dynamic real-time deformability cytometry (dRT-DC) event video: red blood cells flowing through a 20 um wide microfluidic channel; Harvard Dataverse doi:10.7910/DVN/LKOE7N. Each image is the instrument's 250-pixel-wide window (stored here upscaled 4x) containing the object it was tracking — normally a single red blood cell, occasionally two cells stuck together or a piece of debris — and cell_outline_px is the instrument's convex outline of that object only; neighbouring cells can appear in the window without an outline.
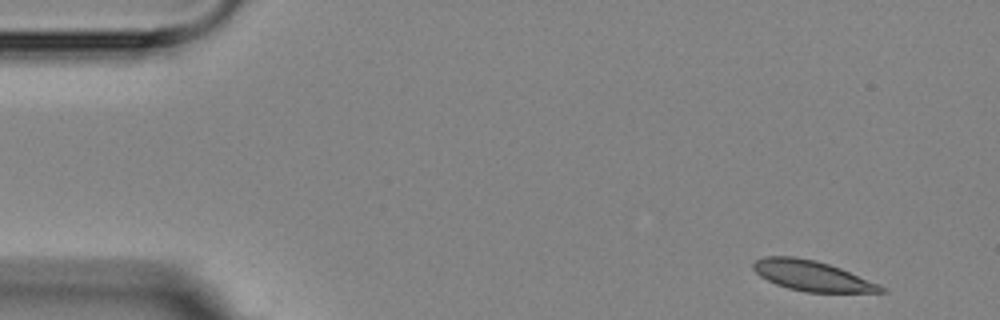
{"species": "Egyptian fruit bat (a non-hibernating species)", "species_latin": "Rousettus aegyptiacus", "temperature_condition": "room temperature", "stored_images_in_passage": 5, "camera_frame_rate_fps": 3000, "um_per_image_px": 0.085, "animal": {"sex": "female"}, "frame": {"image": 1, "passage_image": 1, "time_ms": 0.0, "image_size_px": [1000, 320], "cell_outline_px": [[888, 292], [804, 292], [788, 288], [776, 284], [760, 276], [752, 268], [752, 264], [756, 260], [764, 256], [792, 256], [816, 260], [840, 268], [880, 284]], "centroid_in_image_um": [69.01, 23.44], "position_along_channel_um": 16.0, "area_um2": 22.43}}
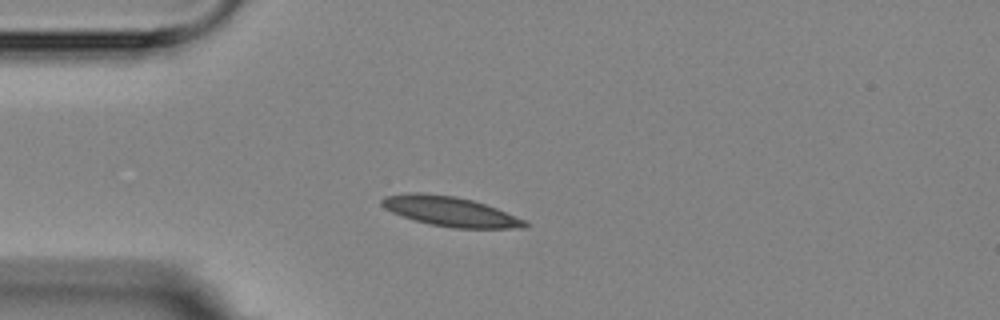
{"frame": {"image": 2, "passage_image": 3, "time_ms": 3.333, "image_size_px": [1000, 320], "cell_outline_px": [[532, 224], [524, 228], [452, 228], [428, 224], [392, 212], [384, 208], [380, 204], [380, 200], [384, 196], [408, 192], [420, 192], [456, 196], [472, 200], [496, 208], [524, 220]], "centroid_in_image_um": [38.24, 17.96], "position_along_channel_um": 46.8, "area_um2": 24.8}}
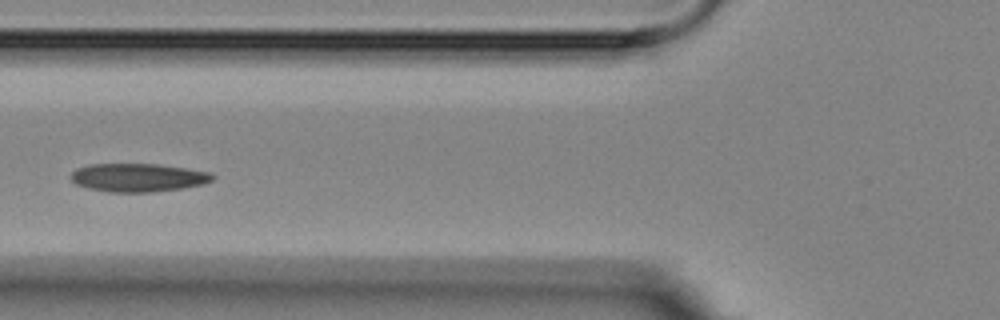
{"frame": {"image": 3, "passage_image": 5, "time_ms": 5.667, "image_size_px": [1000, 320], "cell_outline_px": [[216, 176], [212, 180], [204, 184], [180, 188], [152, 192], [108, 192], [88, 188], [76, 184], [72, 180], [72, 172], [76, 168], [92, 164], [156, 164], [212, 172]], "centroid_in_image_um": [11.75, 15.09], "position_along_channel_um": 114.0, "area_um2": 23.29}}